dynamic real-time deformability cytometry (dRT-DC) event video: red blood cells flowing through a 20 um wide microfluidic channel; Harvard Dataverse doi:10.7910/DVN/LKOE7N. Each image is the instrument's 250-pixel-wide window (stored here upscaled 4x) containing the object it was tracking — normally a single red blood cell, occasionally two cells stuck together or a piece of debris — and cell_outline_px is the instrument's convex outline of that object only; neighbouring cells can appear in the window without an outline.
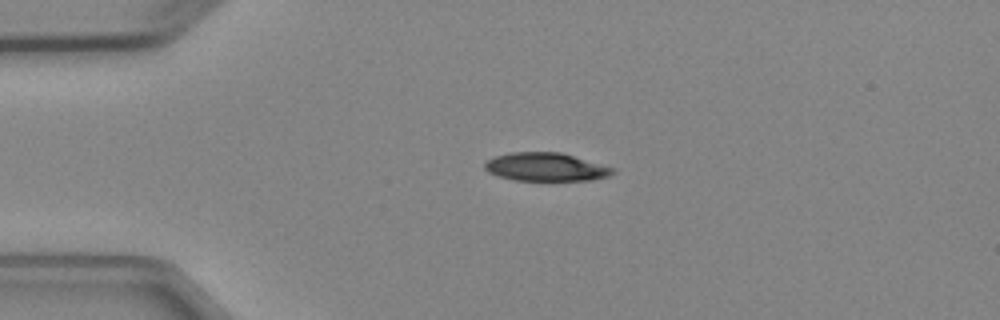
{"species": "Egyptian fruit bat (a non-hibernating species)", "species_latin": "Rousettus aegyptiacus", "temperature_condition": "cold", "stored_images_in_passage": 4, "camera_frame_rate_fps": 3000, "um_per_image_px": 0.085, "animal": {"sex": "female"}, "frame": {"image": 1, "passage_image": 2, "time_ms": 1.0, "image_size_px": [1000, 320], "cell_outline_px": [[616, 172], [608, 176], [592, 180], [516, 180], [500, 176], [488, 172], [484, 168], [484, 164], [488, 160], [496, 156], [512, 152], [560, 152], [616, 168]], "centroid_in_image_um": [46.43, 14.19], "position_along_channel_um": 38.6, "area_um2": 20.98}}